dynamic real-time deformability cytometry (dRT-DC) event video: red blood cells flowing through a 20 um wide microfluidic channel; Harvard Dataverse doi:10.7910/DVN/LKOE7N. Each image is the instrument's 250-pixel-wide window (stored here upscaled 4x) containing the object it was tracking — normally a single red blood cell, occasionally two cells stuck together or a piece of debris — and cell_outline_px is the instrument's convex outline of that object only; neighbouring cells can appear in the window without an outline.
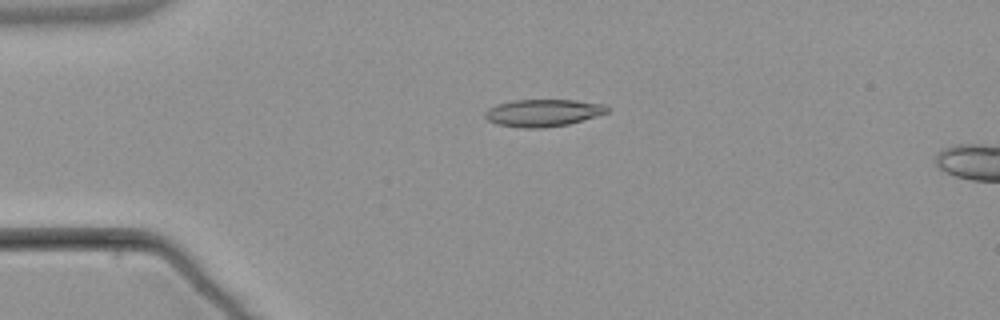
{"species": "common noctule bat (a hibernating species)", "species_latin": "Nyctalus noctula", "temperature_condition": "warm", "stored_images_in_passage": 5, "camera_frame_rate_fps": 3000, "um_per_image_px": 0.085, "animal": {"sex": "male", "body_mass_g": 21.5, "forearm_length_mm": 52.0}, "frame": {"image": 1, "passage_image": 3, "time_ms": 2.667, "image_size_px": [1000, 320], "cell_outline_px": [[608, 112], [596, 116], [568, 124], [544, 128], [520, 128], [496, 124], [488, 120], [484, 116], [484, 112], [488, 108], [496, 104], [512, 100], [576, 100], [604, 104], [608, 108]], "centroid_in_image_um": [46.11, 9.59], "position_along_channel_um": 38.9, "area_um2": 19.48}}
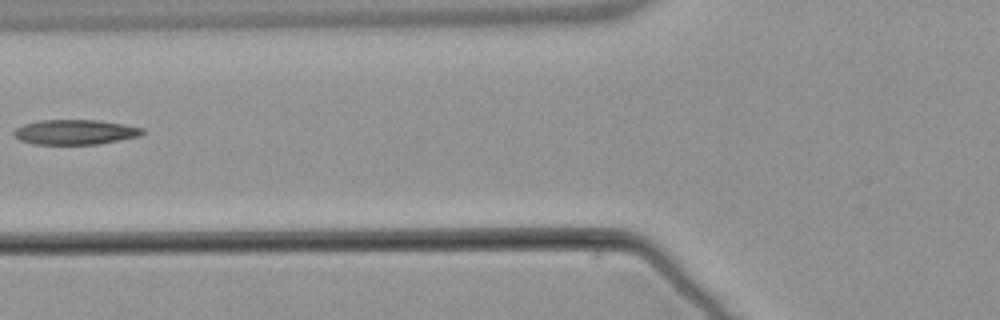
{"frame": {"image": 2, "passage_image": 5, "time_ms": 5.667, "image_size_px": [1000, 320], "cell_outline_px": [[144, 132], [140, 136], [120, 140], [96, 144], [32, 144], [20, 140], [12, 132], [16, 128], [24, 124], [40, 120], [100, 120], [124, 124], [144, 128]], "centroid_in_image_um": [6.4, 11.22], "position_along_channel_um": 119.4, "area_um2": 18.67}}